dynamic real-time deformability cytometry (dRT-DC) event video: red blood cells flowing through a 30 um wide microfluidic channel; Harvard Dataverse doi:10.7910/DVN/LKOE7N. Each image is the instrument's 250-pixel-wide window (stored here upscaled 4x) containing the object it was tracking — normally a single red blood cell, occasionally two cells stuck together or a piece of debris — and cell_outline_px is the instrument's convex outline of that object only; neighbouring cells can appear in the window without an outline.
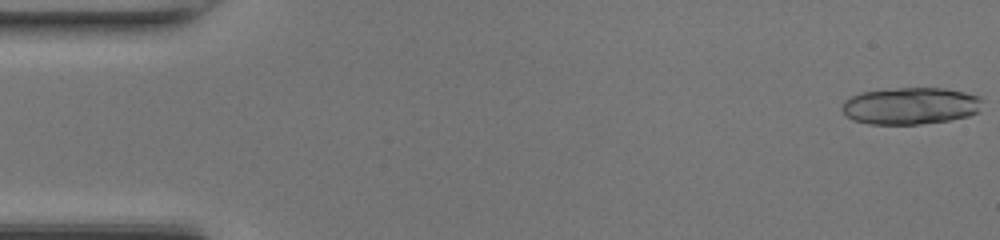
{"species": "common noctule bat (a hibernating species)", "species_latin": "Nyctalus noctula", "temperature_condition": "room temperature", "stored_images_in_passage": 18, "camera_frame_rate_fps": 3000, "um_per_image_px": 0.085, "animal": {"sex": "female", "body_mass_g": 17.0, "forearm_length_mm": 48.0}, "frame": {"image": 1, "passage_image": 1, "time_ms": 0.0, "image_size_px": [1000, 240], "cell_outline_px": [[984, 100], [980, 112], [968, 116], [952, 120], [920, 124], [868, 124], [852, 120], [840, 108], [844, 100], [860, 92], [900, 88], [944, 88], [964, 92], [980, 96]], "centroid_in_image_um": [77.43, 9.0], "position_along_channel_um": 7.6, "area_um2": 30.58}}